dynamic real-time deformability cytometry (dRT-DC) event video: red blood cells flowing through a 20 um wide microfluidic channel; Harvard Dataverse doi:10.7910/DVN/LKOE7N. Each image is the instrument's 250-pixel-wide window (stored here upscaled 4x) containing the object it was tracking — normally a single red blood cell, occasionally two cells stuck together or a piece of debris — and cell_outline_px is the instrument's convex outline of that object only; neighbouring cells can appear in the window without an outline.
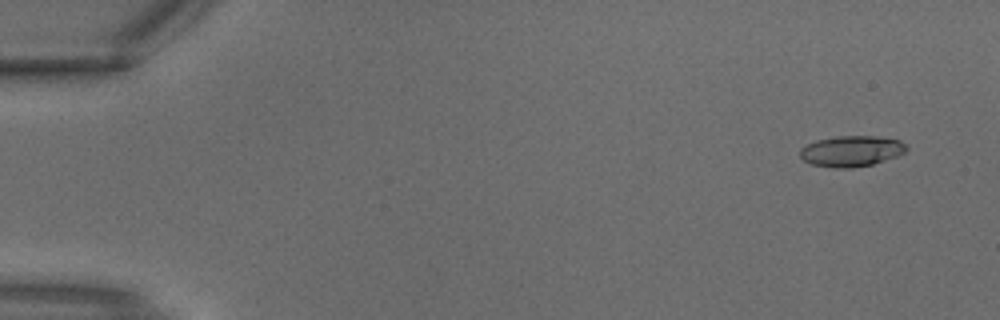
{"species": "common noctule bat (a hibernating species)", "species_latin": "Nyctalus noctula", "temperature_condition": "warm", "stored_images_in_passage": 3, "camera_frame_rate_fps": 3000, "um_per_image_px": 0.085, "animal": {"sex": "male", "body_mass_g": 18.8}, "frame": {"image": 1, "passage_image": 1, "time_ms": 0.0, "image_size_px": [1000, 320], "cell_outline_px": [[908, 148], [904, 152], [896, 156], [872, 164], [852, 168], [832, 168], [812, 164], [804, 160], [800, 156], [800, 148], [816, 140], [836, 136], [876, 136], [900, 140]], "centroid_in_image_um": [72.35, 12.84], "position_along_channel_um": 12.7, "area_um2": 19.02}}
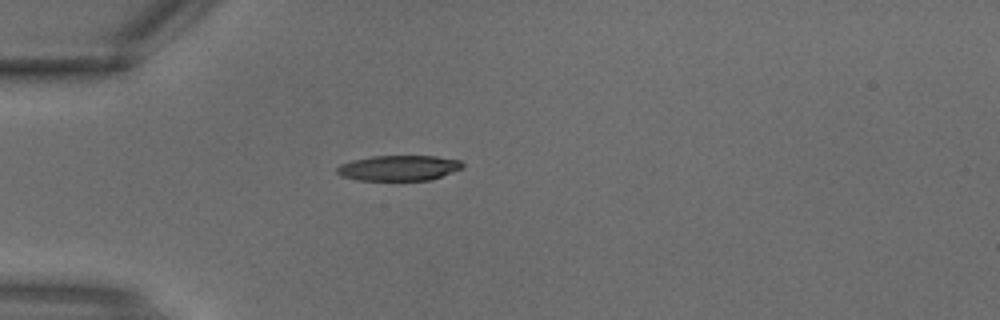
{"frame": {"image": 2, "passage_image": 3, "time_ms": 0.667, "image_size_px": [1000, 320], "cell_outline_px": [[464, 168], [432, 180], [356, 180], [340, 176], [336, 172], [336, 168], [340, 164], [352, 160], [372, 156], [436, 156], [460, 160], [464, 164]], "centroid_in_image_um": [33.9, 14.28], "position_along_channel_um": 51.1, "area_um2": 18.79}}